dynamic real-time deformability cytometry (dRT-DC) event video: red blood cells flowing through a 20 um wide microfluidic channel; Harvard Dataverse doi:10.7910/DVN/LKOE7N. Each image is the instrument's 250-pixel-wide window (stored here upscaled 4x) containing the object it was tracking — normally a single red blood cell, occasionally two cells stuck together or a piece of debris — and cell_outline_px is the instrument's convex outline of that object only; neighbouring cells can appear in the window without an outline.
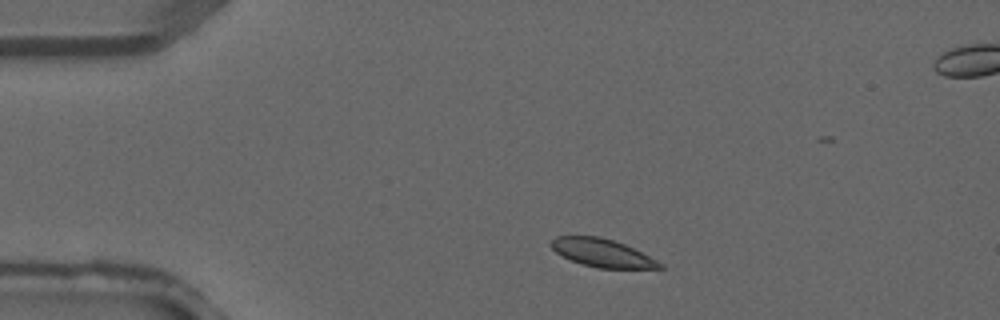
{"species": "common noctule bat (a hibernating species)", "species_latin": "Nyctalus noctula", "temperature_condition": "warm", "stored_images_in_passage": 3, "camera_frame_rate_fps": 3000, "um_per_image_px": 0.085, "animal": {"sex": "male", "forearm_length_mm": 52.5}, "frame": {"image": 1, "passage_image": 1, "time_ms": 0.0, "image_size_px": [1000, 320], "cell_outline_px": [[664, 268], [596, 268], [572, 260], [556, 252], [548, 244], [556, 236], [600, 236], [624, 244], [664, 264]], "centroid_in_image_um": [51.17, 21.49], "position_along_channel_um": 33.8, "area_um2": 17.46}}
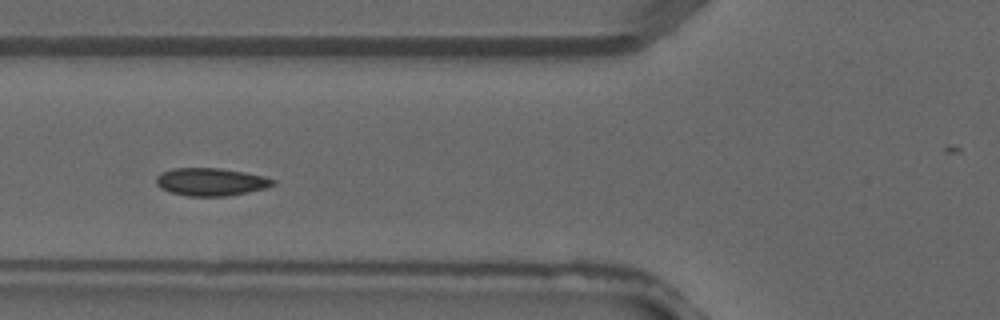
{"frame": {"image": 2, "passage_image": 3, "time_ms": 0.667, "image_size_px": [1000, 320], "cell_outline_px": [[276, 184], [268, 188], [228, 196], [188, 196], [172, 192], [160, 188], [156, 184], [156, 176], [160, 172], [172, 168], [216, 168], [244, 172], [264, 176], [276, 180]], "centroid_in_image_um": [17.94, 15.46], "position_along_channel_um": 107.9, "area_um2": 19.02}}